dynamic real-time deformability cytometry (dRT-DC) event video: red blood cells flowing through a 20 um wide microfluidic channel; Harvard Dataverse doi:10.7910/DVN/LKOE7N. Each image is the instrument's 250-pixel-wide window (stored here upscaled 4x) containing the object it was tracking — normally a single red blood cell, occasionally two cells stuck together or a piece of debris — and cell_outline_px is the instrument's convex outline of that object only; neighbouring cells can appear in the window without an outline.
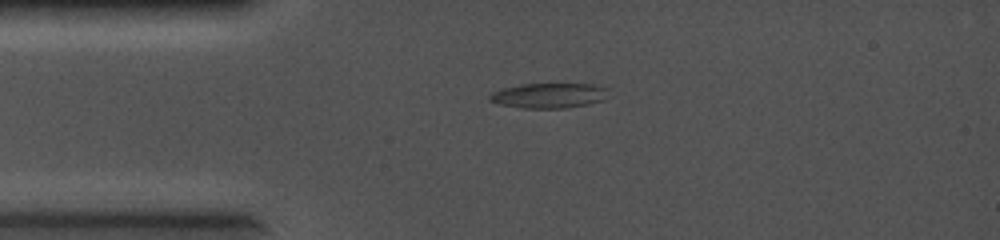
{"species": "common noctule bat (a hibernating species)", "species_latin": "Nyctalus noctula", "temperature_condition": "cold", "stored_images_in_passage": 20, "camera_frame_rate_fps": 5000, "um_per_image_px": 0.085, "animal": {"sex": "female", "body_mass_g": 19.0, "forearm_length_mm": 56.7}, "frame": {"image": 1, "passage_image": 4, "time_ms": 0.6, "image_size_px": [1000, 240], "cell_outline_px": [[608, 88], [604, 100], [588, 104], [564, 108], [524, 108], [500, 104], [488, 100], [488, 96], [492, 92], [504, 88], [520, 84], [592, 84]], "centroid_in_image_um": [46.65, 8.12], "position_along_channel_um": 38.4, "area_um2": 17.22}}
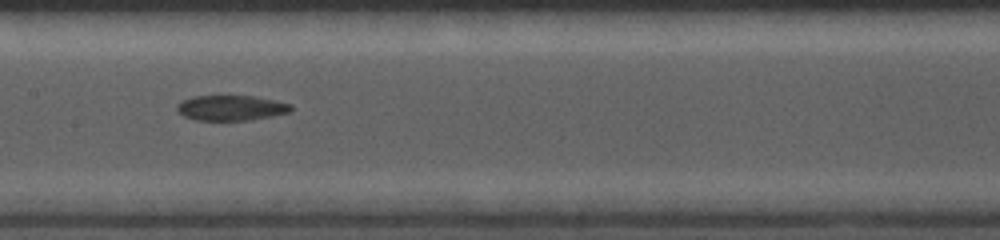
{"frame": {"image": 2, "passage_image": 13, "time_ms": 2.4, "image_size_px": [1000, 240], "cell_outline_px": [[292, 112], [252, 120], [196, 120], [184, 116], [176, 112], [176, 104], [192, 96], [252, 96], [276, 100], [292, 104]], "centroid_in_image_um": [19.65, 9.17], "position_along_channel_um": 187.7, "area_um2": 16.94}}
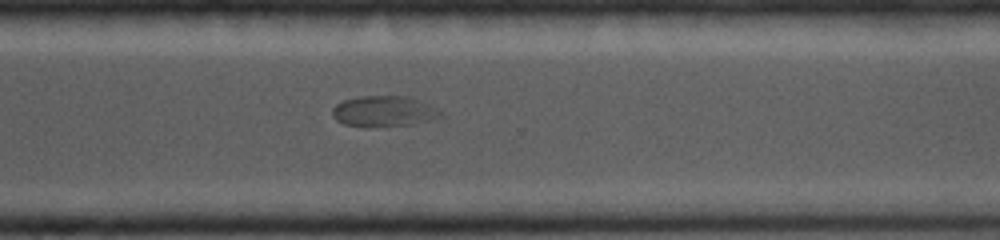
{"frame": {"image": 3, "passage_image": 20, "time_ms": 3.8, "image_size_px": [1000, 240], "cell_outline_px": [[444, 116], [412, 124], [344, 124], [336, 120], [332, 116], [332, 108], [336, 104], [344, 100], [360, 96], [408, 96], [428, 104], [436, 108]], "centroid_in_image_um": [32.62, 9.41], "position_along_channel_um": 338.0, "area_um2": 18.5}}